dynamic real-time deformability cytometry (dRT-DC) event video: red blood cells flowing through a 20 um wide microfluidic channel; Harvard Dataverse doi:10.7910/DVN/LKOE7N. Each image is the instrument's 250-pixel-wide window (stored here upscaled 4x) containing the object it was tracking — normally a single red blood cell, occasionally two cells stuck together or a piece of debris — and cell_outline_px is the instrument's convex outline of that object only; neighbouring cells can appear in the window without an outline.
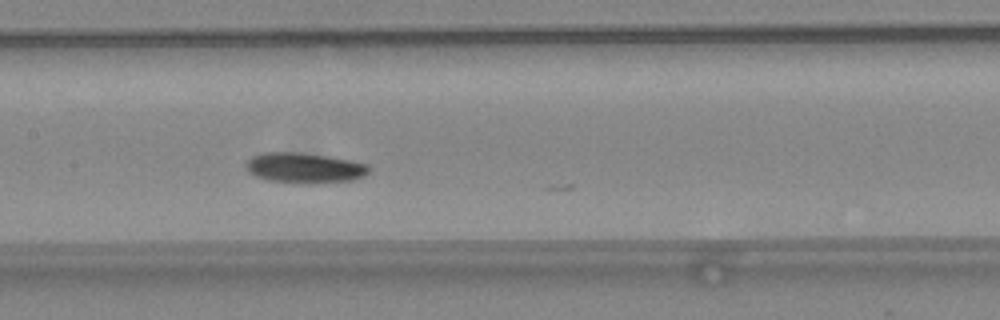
{"species": "common noctule bat (a hibernating species)", "species_latin": "Nyctalus noctula", "temperature_condition": "warm", "stored_images_in_passage": 12, "camera_frame_rate_fps": 3000, "um_per_image_px": 0.085, "animal": {"sex": "female", "body_mass_g": 24.6, "forearm_length_mm": 56.2}, "frame": {"image": 1, "passage_image": 11, "time_ms": 3.333, "image_size_px": [1000, 320], "cell_outline_px": [[372, 168], [364, 176], [352, 180], [312, 184], [296, 184], [268, 180], [256, 176], [248, 172], [248, 160], [252, 156], [264, 152], [300, 152], [328, 156], [368, 164]], "centroid_in_image_um": [25.91, 14.28], "position_along_channel_um": 181.5, "area_um2": 21.91}}